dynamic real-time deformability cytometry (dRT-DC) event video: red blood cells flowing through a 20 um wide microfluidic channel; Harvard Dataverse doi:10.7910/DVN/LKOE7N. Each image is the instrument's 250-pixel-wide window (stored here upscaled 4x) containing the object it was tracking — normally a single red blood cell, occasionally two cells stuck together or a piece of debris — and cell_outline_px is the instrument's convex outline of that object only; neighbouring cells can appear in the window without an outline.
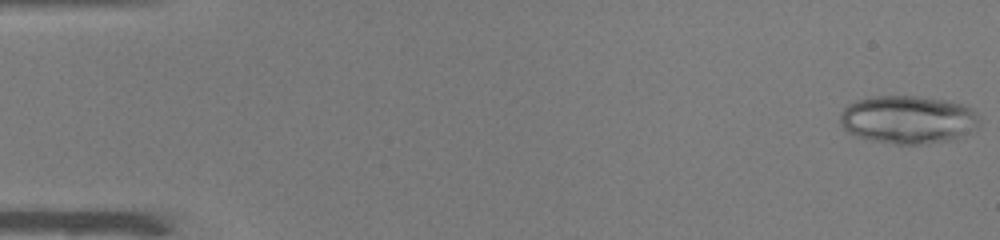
{"species": "common noctule bat (a hibernating species)", "species_latin": "Nyctalus noctula", "temperature_condition": "warm", "stored_images_in_passage": 50, "camera_frame_rate_fps": 3000, "um_per_image_px": 0.085, "animal": {"sex": "male", "body_mass_g": 19.0, "forearm_length_mm": 50.8}, "frame": {"image": 1, "passage_image": 1, "time_ms": 0.0, "image_size_px": [1000, 240], "cell_outline_px": [[980, 124], [968, 132], [960, 136], [948, 140], [928, 144], [896, 144], [872, 140], [848, 132], [840, 124], [840, 112], [848, 104], [856, 100], [876, 96], [920, 96], [944, 100], [964, 104], [972, 108], [976, 112]], "centroid_in_image_um": [77.17, 10.15], "position_along_channel_um": 7.8, "area_um2": 38.96}}